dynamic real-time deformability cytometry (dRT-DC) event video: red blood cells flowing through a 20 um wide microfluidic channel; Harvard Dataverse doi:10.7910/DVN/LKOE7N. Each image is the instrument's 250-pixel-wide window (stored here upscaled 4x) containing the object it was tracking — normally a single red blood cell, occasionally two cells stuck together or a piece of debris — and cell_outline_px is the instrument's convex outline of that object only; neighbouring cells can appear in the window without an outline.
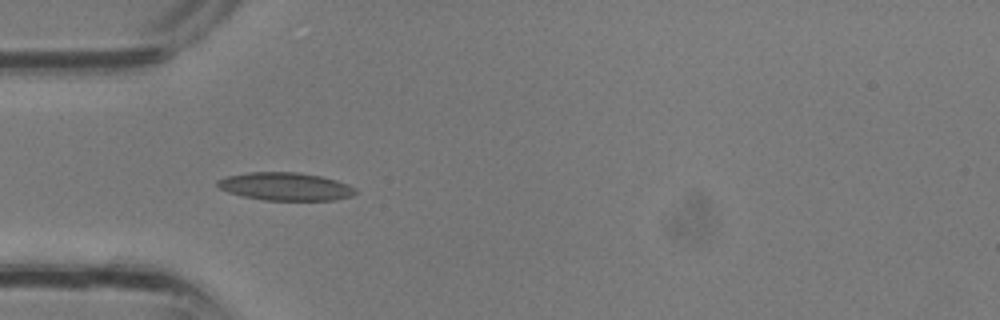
{"species": "common noctule bat (a hibernating species)", "species_latin": "Nyctalus noctula", "temperature_condition": "room temperature", "stored_images_in_passage": 3, "camera_frame_rate_fps": 3000, "um_per_image_px": 0.085, "animal": {"sex": "male", "body_mass_g": 13.3}, "frame": {"image": 1, "passage_image": 1, "time_ms": 0.0, "image_size_px": [1000, 320], "cell_outline_px": [[356, 192], [352, 196], [332, 200], [264, 200], [244, 196], [228, 192], [220, 188], [216, 184], [216, 180], [224, 176], [252, 172], [296, 172], [320, 176], [336, 180], [348, 184], [356, 188]], "centroid_in_image_um": [24.25, 15.85], "position_along_channel_um": 60.8, "area_um2": 22.43}}
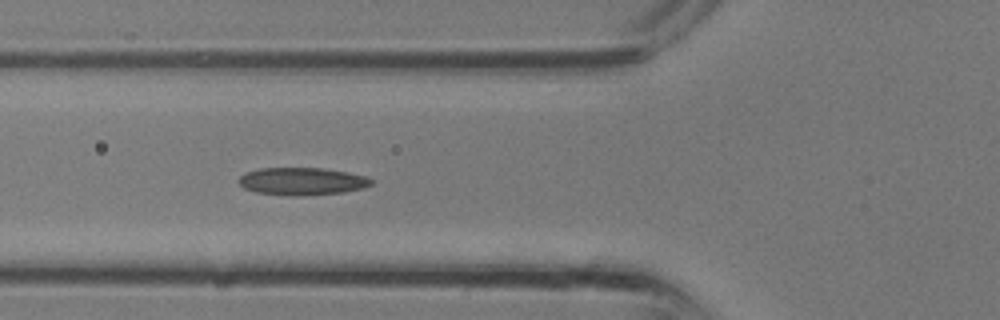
{"frame": {"image": 2, "passage_image": 3, "time_ms": 0.667, "image_size_px": [1000, 320], "cell_outline_px": [[376, 180], [372, 184], [364, 188], [344, 192], [292, 196], [288, 196], [256, 192], [244, 188], [236, 180], [244, 172], [260, 168], [324, 168], [348, 172], [368, 176]], "centroid_in_image_um": [25.69, 15.4], "position_along_channel_um": 100.1, "area_um2": 21.56}}